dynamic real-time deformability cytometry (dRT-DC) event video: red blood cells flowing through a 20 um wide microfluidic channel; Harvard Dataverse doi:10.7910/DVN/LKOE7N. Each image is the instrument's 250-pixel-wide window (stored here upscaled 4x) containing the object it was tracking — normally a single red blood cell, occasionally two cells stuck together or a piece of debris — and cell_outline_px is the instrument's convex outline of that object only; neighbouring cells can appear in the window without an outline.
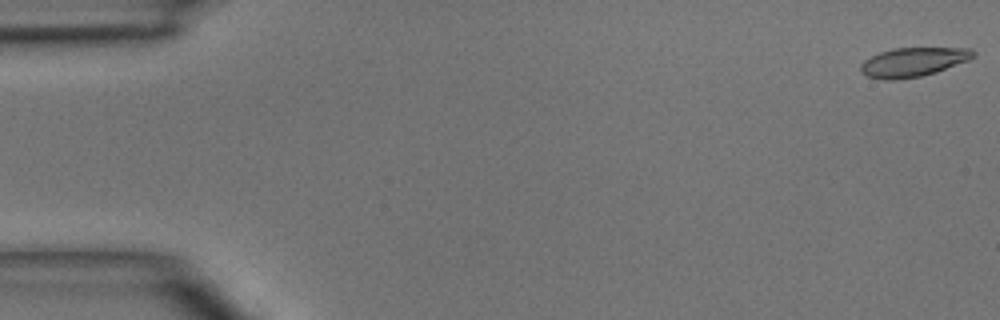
{"species": "common noctule bat (a hibernating species)", "species_latin": "Nyctalus noctula", "temperature_condition": "room temperature", "stored_images_in_passage": 5, "camera_frame_rate_fps": 3000, "um_per_image_px": 0.085, "animal": {"sex": "male", "body_mass_g": 15.6}, "frame": {"image": 1, "passage_image": 1, "time_ms": 0.0, "image_size_px": [1000, 320], "cell_outline_px": [[976, 56], [968, 60], [936, 72], [920, 76], [896, 80], [884, 80], [868, 76], [860, 72], [860, 64], [864, 60], [880, 52], [892, 48], [972, 48], [976, 52]], "centroid_in_image_um": [77.61, 5.27], "position_along_channel_um": 7.4, "area_um2": 19.13}}